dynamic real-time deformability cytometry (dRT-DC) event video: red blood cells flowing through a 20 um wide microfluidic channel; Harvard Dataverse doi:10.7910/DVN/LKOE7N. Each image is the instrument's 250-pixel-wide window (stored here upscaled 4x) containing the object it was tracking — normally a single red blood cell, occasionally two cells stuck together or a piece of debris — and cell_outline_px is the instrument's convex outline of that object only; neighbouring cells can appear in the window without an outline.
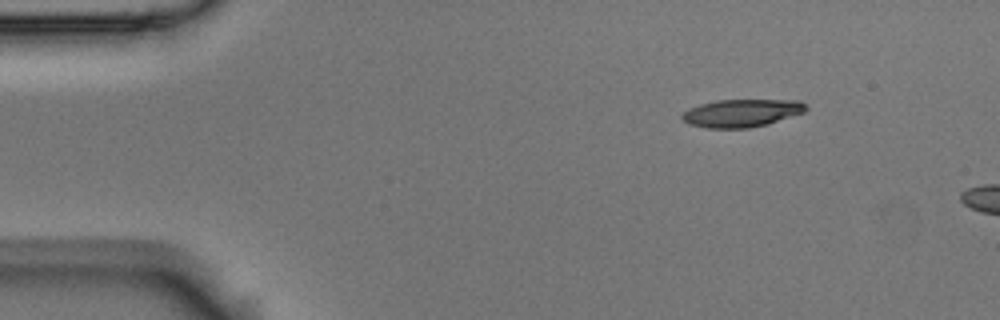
{"species": "Egyptian fruit bat (a non-hibernating species)", "species_latin": "Rousettus aegyptiacus", "temperature_condition": "room temperature", "stored_images_in_passage": 3, "camera_frame_rate_fps": 3000, "um_per_image_px": 0.085, "animal": {"sex": "male"}, "frame": {"image": 1, "passage_image": 1, "time_ms": 0.0, "image_size_px": [1000, 320], "cell_outline_px": [[808, 108], [804, 112], [764, 124], [748, 128], [708, 128], [688, 124], [680, 116], [688, 108], [700, 104], [716, 100], [800, 100]], "centroid_in_image_um": [62.99, 9.6], "position_along_channel_um": 22.0, "area_um2": 19.83}}